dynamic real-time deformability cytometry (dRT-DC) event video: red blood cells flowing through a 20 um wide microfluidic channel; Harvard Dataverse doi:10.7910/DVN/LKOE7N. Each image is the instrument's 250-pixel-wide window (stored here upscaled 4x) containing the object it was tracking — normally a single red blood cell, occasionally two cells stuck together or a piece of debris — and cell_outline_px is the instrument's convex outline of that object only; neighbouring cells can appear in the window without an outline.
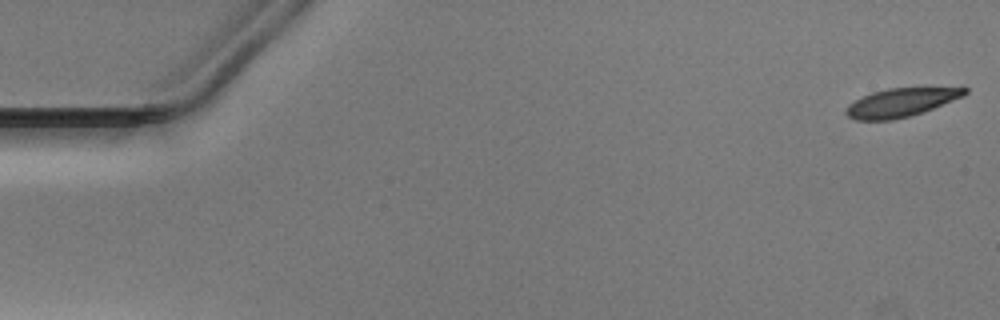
{"species": "Egyptian fruit bat (a non-hibernating species)", "species_latin": "Rousettus aegyptiacus", "temperature_condition": "warm", "stored_images_in_passage": 52, "camera_frame_rate_fps": 3000, "um_per_image_px": 0.085, "animal": {"sex": "male"}, "frame": {"image": 1, "passage_image": 1, "time_ms": 0.0, "image_size_px": [1000, 320], "cell_outline_px": [[968, 92], [964, 96], [932, 108], [908, 116], [892, 120], [856, 120], [848, 116], [844, 112], [848, 104], [872, 92], [888, 88], [928, 84], [968, 88]], "centroid_in_image_um": [76.67, 8.64], "position_along_channel_um": 8.3, "area_um2": 20.46}}
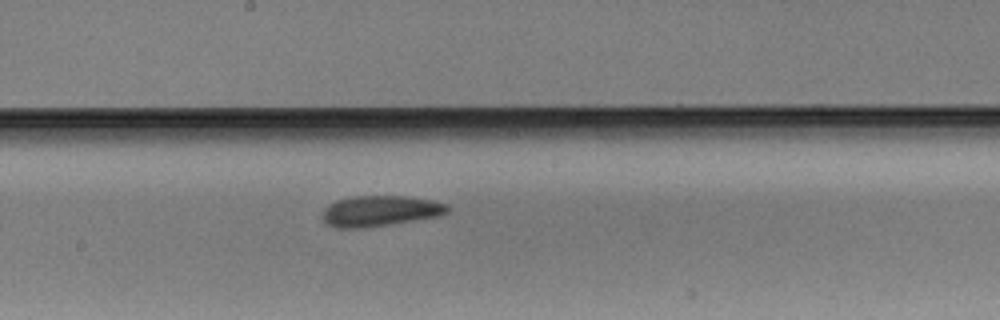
{"frame": {"image": 2, "passage_image": 28, "time_ms": 9.0, "image_size_px": [1000, 320], "cell_outline_px": [[448, 212], [436, 216], [364, 228], [336, 228], [328, 224], [324, 220], [324, 208], [328, 204], [336, 200], [356, 196], [404, 196], [432, 200], [448, 204]], "centroid_in_image_um": [32.28, 17.92], "position_along_channel_um": 215.9, "area_um2": 22.02}}
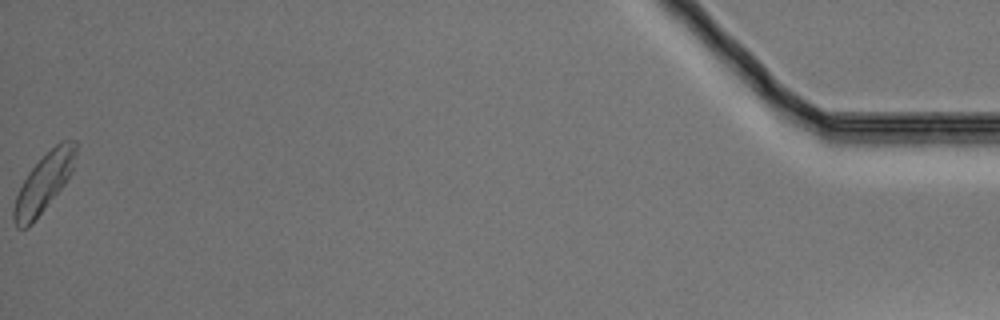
{"frame": {"image": 3, "passage_image": 52, "time_ms": 17.0, "image_size_px": [1000, 320], "cell_outline_px": [[76, 152], [72, 172], [64, 184], [32, 224], [28, 228], [16, 228], [12, 220], [12, 208], [16, 196], [28, 172], [60, 140], [76, 140]], "centroid_in_image_um": [3.7, 15.57], "position_along_channel_um": 431.5, "area_um2": 20.87}}